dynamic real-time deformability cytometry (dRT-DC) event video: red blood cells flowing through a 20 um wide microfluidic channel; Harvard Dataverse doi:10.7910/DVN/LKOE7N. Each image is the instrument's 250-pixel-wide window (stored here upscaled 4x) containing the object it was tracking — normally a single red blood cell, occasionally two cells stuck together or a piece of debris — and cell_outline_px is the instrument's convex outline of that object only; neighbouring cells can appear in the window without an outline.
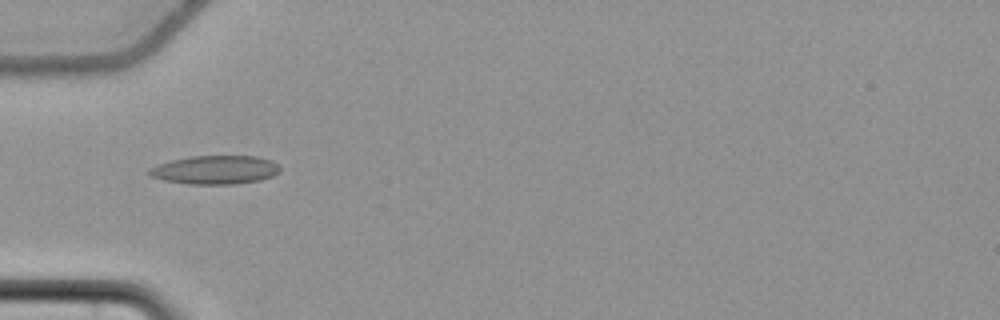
{"species": "common noctule bat (a hibernating species)", "species_latin": "Nyctalus noctula", "temperature_condition": "cold", "stored_images_in_passage": 36, "camera_frame_rate_fps": 3000, "um_per_image_px": 0.085, "animal": {"sex": "female", "body_mass_g": 22.7, "forearm_length_mm": 54.2}, "frame": {"image": 1, "passage_image": 1, "time_ms": 0.0, "image_size_px": [1000, 320], "cell_outline_px": [[280, 172], [272, 176], [260, 180], [236, 184], [188, 184], [164, 180], [152, 176], [144, 172], [148, 168], [172, 160], [188, 156], [256, 156], [272, 160], [280, 168]], "centroid_in_image_um": [18.28, 14.43], "position_along_channel_um": 66.7, "area_um2": 21.91}}
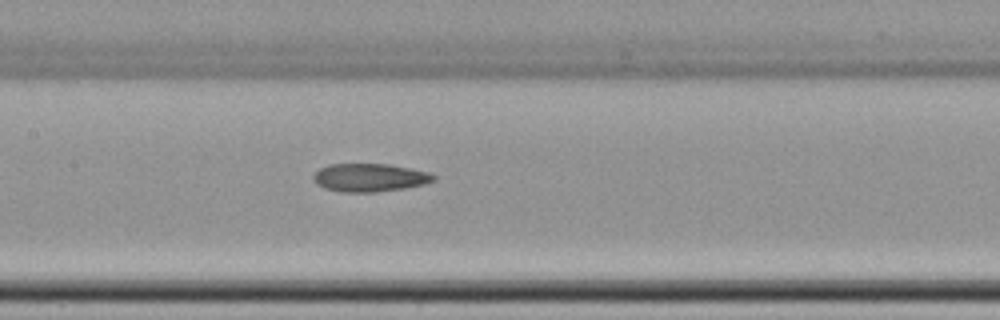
{"frame": {"image": 2, "passage_image": 10, "time_ms": 3.0, "image_size_px": [1000, 320], "cell_outline_px": [[436, 180], [424, 184], [404, 188], [376, 192], [340, 192], [324, 188], [316, 184], [312, 180], [312, 176], [320, 168], [328, 164], [388, 164], [428, 172], [436, 176]], "centroid_in_image_um": [31.39, 15.1], "position_along_channel_um": 176.0, "area_um2": 19.77}}
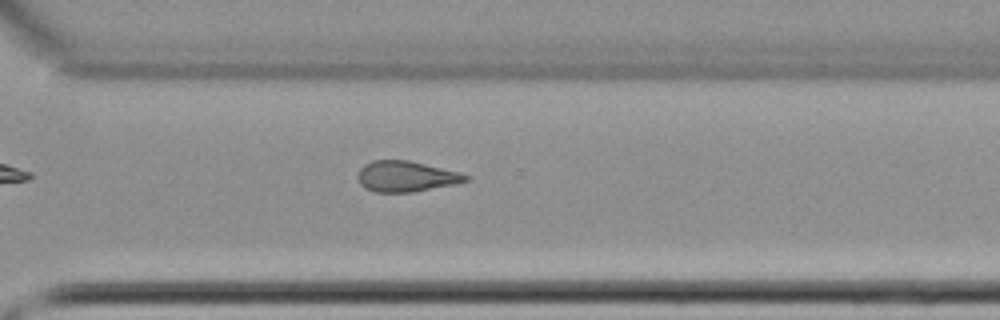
{"frame": {"image": 3, "passage_image": 23, "time_ms": 7.333, "image_size_px": [1000, 320], "cell_outline_px": [[472, 176], [468, 180], [456, 184], [412, 192], [372, 192], [364, 188], [360, 184], [356, 176], [360, 168], [364, 164], [372, 160], [408, 160], [460, 172]], "centroid_in_image_um": [34.5, 14.99], "position_along_channel_um": 336.1, "area_um2": 19.54}, "authors_computed_cell_mechanics": {"area_um2": 19.5364, "velocity_mm_per_s": 3.7008, "shape_relaxation_time_tau1_ms": null, "shape_relaxation_time_tau2_ms": 8.5237, "deformation_change_tau1": null, "deformation_change_tau2": 0.2021}}